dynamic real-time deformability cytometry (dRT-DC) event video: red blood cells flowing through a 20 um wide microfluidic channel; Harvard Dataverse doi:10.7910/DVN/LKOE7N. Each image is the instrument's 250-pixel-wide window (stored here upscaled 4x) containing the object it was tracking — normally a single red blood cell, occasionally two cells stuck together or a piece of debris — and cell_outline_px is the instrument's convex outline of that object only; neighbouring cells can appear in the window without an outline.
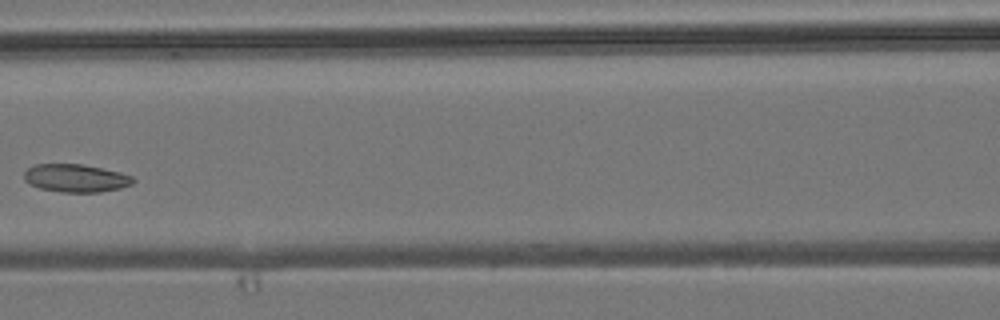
{"species": "common noctule bat (a hibernating species)", "species_latin": "Nyctalus noctula", "temperature_condition": "room temperature", "stored_images_in_passage": 5, "camera_frame_rate_fps": 3000, "um_per_image_px": 0.085, "animal": {"sex": "male", "body_mass_g": 19.2, "forearm_length_mm": 51.8}, "frame": {"image": 1, "passage_image": 5, "time_ms": 4.667, "image_size_px": [1000, 320], "cell_outline_px": [[136, 180], [132, 184], [120, 188], [100, 192], [60, 192], [40, 188], [24, 180], [24, 172], [28, 168], [36, 164], [84, 164], [120, 172], [132, 176]], "centroid_in_image_um": [6.46, 15.14], "position_along_channel_um": 160.1, "area_um2": 17.74}}